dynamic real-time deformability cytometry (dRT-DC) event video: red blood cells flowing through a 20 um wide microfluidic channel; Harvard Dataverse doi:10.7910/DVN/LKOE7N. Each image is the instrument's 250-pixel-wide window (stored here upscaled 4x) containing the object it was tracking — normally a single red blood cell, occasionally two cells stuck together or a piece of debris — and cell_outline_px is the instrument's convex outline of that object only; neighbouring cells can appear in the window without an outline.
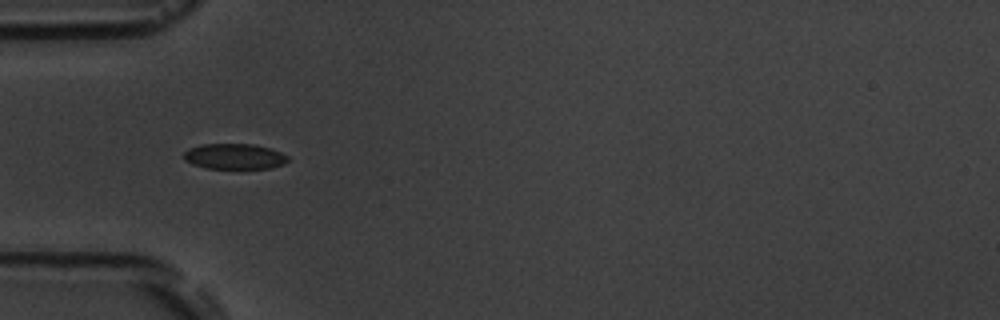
{"species": "common noctule bat (a hibernating species)", "species_latin": "Nyctalus noctula", "temperature_condition": "room temperature", "stored_images_in_passage": 6, "camera_frame_rate_fps": 3000, "um_per_image_px": 0.085, "animal": {"sex": "male", "body_mass_g": 19.5, "forearm_length_mm": 54.6}, "frame": {"image": 1, "passage_image": 3, "time_ms": 2.0, "image_size_px": [1000, 320], "cell_outline_px": [[288, 160], [284, 164], [268, 168], [208, 168], [192, 164], [184, 160], [184, 152], [188, 148], [200, 144], [252, 144], [272, 148], [288, 156]], "centroid_in_image_um": [19.91, 13.28], "position_along_channel_um": 65.1, "area_um2": 15.49}}
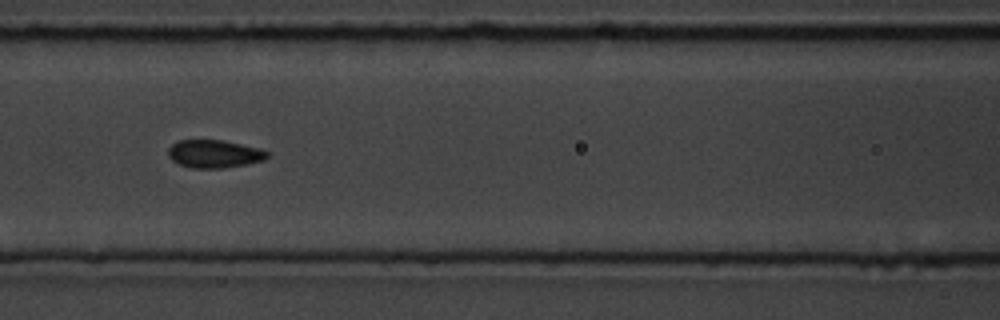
{"frame": {"image": 2, "passage_image": 5, "time_ms": 4.333, "image_size_px": [1000, 320], "cell_outline_px": [[268, 156], [264, 160], [224, 168], [192, 168], [180, 164], [172, 160], [168, 156], [168, 148], [172, 144], [180, 140], [224, 140], [260, 148], [268, 152]], "centroid_in_image_um": [18.2, 13.07], "position_along_channel_um": 148.4, "area_um2": 16.07}}
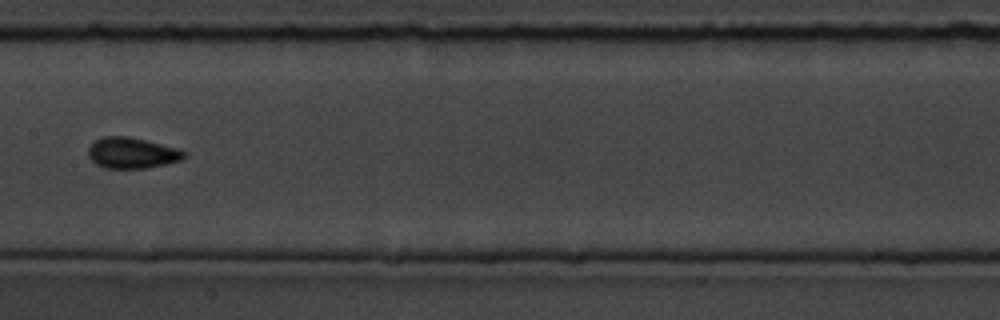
{"frame": {"image": 3, "passage_image": 6, "time_ms": 5.667, "image_size_px": [1000, 320], "cell_outline_px": [[188, 152], [180, 160], [148, 168], [104, 168], [96, 164], [88, 156], [88, 148], [96, 140], [104, 136], [128, 136], [180, 148]], "centroid_in_image_um": [11.23, 12.99], "position_along_channel_um": 196.2, "area_um2": 17.28}}